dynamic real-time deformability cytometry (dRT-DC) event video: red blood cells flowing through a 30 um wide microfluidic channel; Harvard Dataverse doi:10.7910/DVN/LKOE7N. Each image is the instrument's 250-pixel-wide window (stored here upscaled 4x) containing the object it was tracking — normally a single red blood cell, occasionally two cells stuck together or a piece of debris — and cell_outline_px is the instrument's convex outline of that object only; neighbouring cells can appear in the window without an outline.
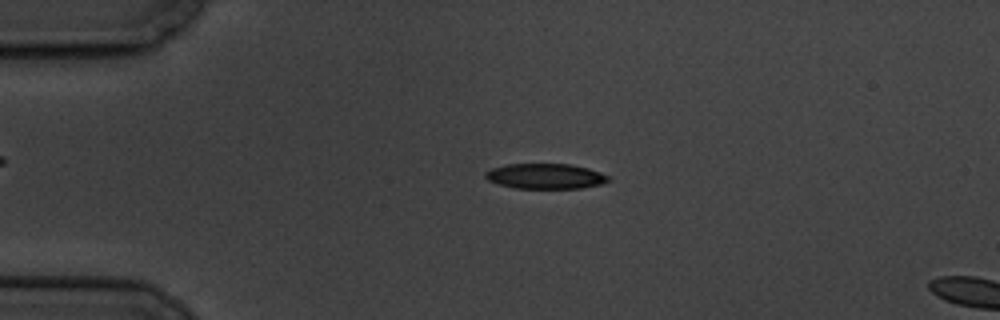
{"species": "common noctule bat (a hibernating species)", "species_latin": "Nyctalus noctula", "temperature_condition": "cold", "stored_images_in_passage": 5, "camera_frame_rate_fps": 3000, "um_per_image_px": 0.085, "animal": {"sex": "male", "body_mass_g": 19.5, "forearm_length_mm": 54.6}, "frame": {"image": 1, "passage_image": 3, "time_ms": 2.333, "image_size_px": [1000, 320], "cell_outline_px": [[612, 180], [600, 184], [580, 188], [516, 188], [500, 184], [488, 180], [484, 176], [484, 172], [492, 168], [508, 164], [572, 164], [588, 168], [600, 172], [608, 176]], "centroid_in_image_um": [46.37, 14.97], "position_along_channel_um": 38.6, "area_um2": 18.03}}